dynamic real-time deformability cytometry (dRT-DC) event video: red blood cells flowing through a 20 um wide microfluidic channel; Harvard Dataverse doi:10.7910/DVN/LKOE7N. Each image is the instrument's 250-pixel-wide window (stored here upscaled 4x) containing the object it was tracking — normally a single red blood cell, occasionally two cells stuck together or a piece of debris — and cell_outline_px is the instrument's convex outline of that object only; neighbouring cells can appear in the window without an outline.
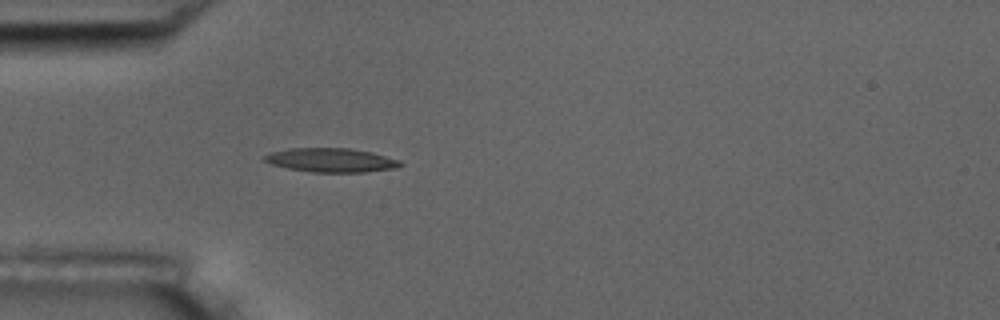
{"species": "common noctule bat (a hibernating species)", "species_latin": "Nyctalus noctula", "temperature_condition": "room temperature", "stored_images_in_passage": 1, "camera_frame_rate_fps": 3000, "um_per_image_px": 0.085, "animal": {"sex": "male", "body_mass_g": 17.5, "forearm_length_mm": 52.3}, "frame": {"image": 1, "passage_image": 1, "time_ms": 0.0, "image_size_px": [1000, 320], "cell_outline_px": [[404, 164], [396, 168], [364, 172], [312, 172], [288, 168], [272, 164], [264, 160], [264, 156], [272, 152], [288, 148], [348, 148], [372, 152], [400, 160]], "centroid_in_image_um": [28.18, 13.61], "position_along_channel_um": 56.8, "area_um2": 18.9}}